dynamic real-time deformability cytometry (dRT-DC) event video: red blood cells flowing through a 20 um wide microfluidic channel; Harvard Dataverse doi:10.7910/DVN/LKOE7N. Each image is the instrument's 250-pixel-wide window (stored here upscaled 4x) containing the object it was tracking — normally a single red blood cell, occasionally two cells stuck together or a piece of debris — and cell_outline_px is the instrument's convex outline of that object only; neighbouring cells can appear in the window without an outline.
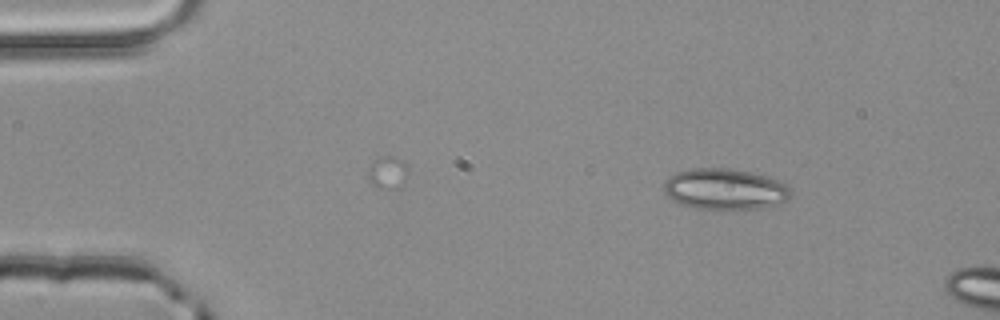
{"species": "common noctule bat (a hibernating species)", "species_latin": "Nyctalus noctula", "temperature_condition": "room temperature", "stored_images_in_passage": 2, "camera_frame_rate_fps": 3000, "um_per_image_px": 0.085, "animal": {"sex": "male", "body_mass_g": 20.4}, "frame": {"image": 1, "passage_image": 1, "time_ms": 0.0, "image_size_px": [1000, 320], "cell_outline_px": [[792, 192], [784, 200], [760, 208], [696, 208], [680, 204], [672, 200], [664, 192], [664, 184], [668, 176], [676, 172], [692, 168], [732, 168], [780, 180], [788, 184]], "centroid_in_image_um": [61.57, 16.05], "position_along_channel_um": 23.4, "area_um2": 29.94}}